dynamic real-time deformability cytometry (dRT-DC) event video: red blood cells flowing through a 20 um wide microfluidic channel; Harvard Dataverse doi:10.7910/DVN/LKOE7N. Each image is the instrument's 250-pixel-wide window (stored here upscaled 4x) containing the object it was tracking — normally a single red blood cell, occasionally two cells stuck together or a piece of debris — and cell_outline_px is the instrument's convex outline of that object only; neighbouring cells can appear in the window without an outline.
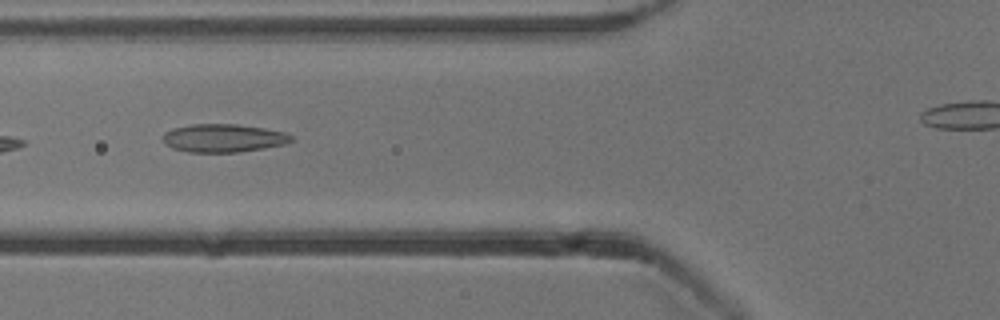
{"species": "common noctule bat (a hibernating species)", "species_latin": "Nyctalus noctula", "temperature_condition": "cold", "stored_images_in_passage": 32, "camera_frame_rate_fps": 3000, "um_per_image_px": 0.085, "animal": {"sex": "male", "body_mass_g": 13.3}, "frame": {"image": 1, "passage_image": 5, "time_ms": 1.333, "image_size_px": [1000, 320], "cell_outline_px": [[292, 140], [284, 144], [264, 148], [236, 152], [188, 152], [172, 148], [160, 136], [164, 132], [172, 128], [192, 124], [236, 124], [264, 128], [288, 132], [292, 136]], "centroid_in_image_um": [18.98, 11.73], "position_along_channel_um": 106.8, "area_um2": 21.1}, "authors_computed_cell_mechanics": {"area_um2": 20.3167, "velocity_mm_per_s": 3.8557, "shape_relaxation_time_tau1_ms": null, "shape_relaxation_time_tau2_ms": 2.0641, "deformation_change_tau1": null, "deformation_change_tau2": 0.1035}}